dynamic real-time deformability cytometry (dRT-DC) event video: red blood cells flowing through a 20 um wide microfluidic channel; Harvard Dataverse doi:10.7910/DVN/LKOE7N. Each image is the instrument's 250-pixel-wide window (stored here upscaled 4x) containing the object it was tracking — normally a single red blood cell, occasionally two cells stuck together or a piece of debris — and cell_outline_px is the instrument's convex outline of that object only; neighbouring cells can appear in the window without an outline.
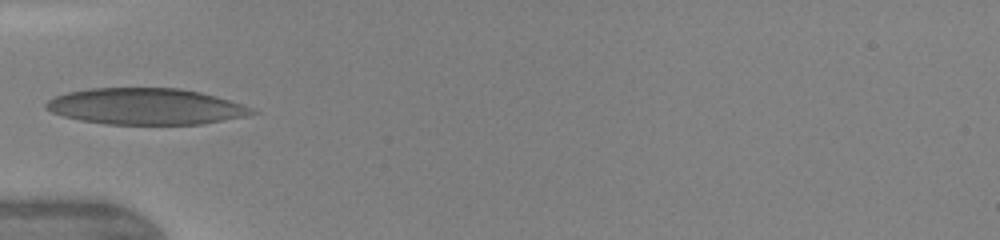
{"species": "human", "species_latin": "Homo sapiens", "temperature_condition": "warm", "stored_images_in_passage": 14, "camera_frame_rate_fps": 3000, "um_per_image_px": 0.085, "donor": {"sex": "female"}, "frame": {"image": 1, "passage_image": 1, "time_ms": 0.0, "image_size_px": [1000, 240], "cell_outline_px": [[260, 112], [248, 116], [200, 124], [108, 124], [80, 120], [64, 116], [52, 112], [44, 108], [44, 104], [48, 100], [56, 96], [68, 92], [88, 88], [180, 88], [200, 92], [216, 96], [252, 108]], "centroid_in_image_um": [12.39, 9.04], "position_along_channel_um": 72.6, "area_um2": 43.47}}